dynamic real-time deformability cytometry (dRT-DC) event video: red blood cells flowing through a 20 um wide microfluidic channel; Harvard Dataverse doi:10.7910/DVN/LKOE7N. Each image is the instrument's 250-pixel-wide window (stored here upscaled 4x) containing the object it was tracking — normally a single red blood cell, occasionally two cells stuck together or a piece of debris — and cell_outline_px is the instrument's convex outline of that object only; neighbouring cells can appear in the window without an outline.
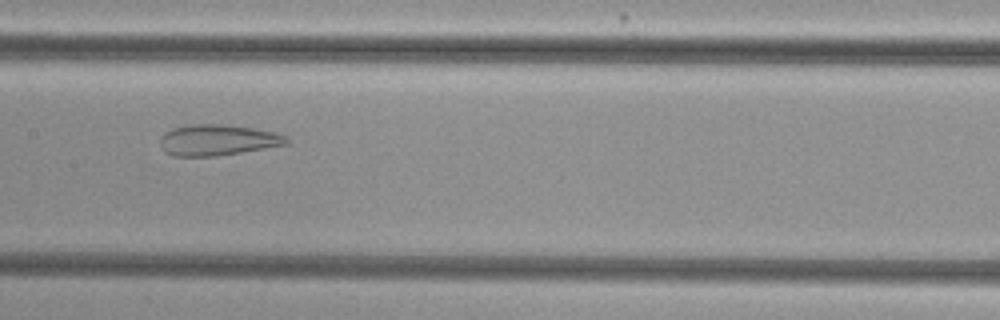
{"species": "common noctule bat (a hibernating species)", "species_latin": "Nyctalus noctula", "temperature_condition": "cold", "stored_images_in_passage": 46, "camera_frame_rate_fps": 3000, "um_per_image_px": 0.085, "animal": {"sex": "female", "body_mass_g": 29.2, "forearm_length_mm": 56.3}, "frame": {"image": 1, "passage_image": 19, "time_ms": 6.0, "image_size_px": [1000, 320], "cell_outline_px": [[288, 144], [216, 156], [172, 156], [164, 152], [160, 144], [160, 140], [164, 132], [172, 128], [188, 124], [216, 124], [252, 128], [272, 132], [288, 136]], "centroid_in_image_um": [18.44, 11.9], "position_along_channel_um": 189.0, "area_um2": 22.66}}
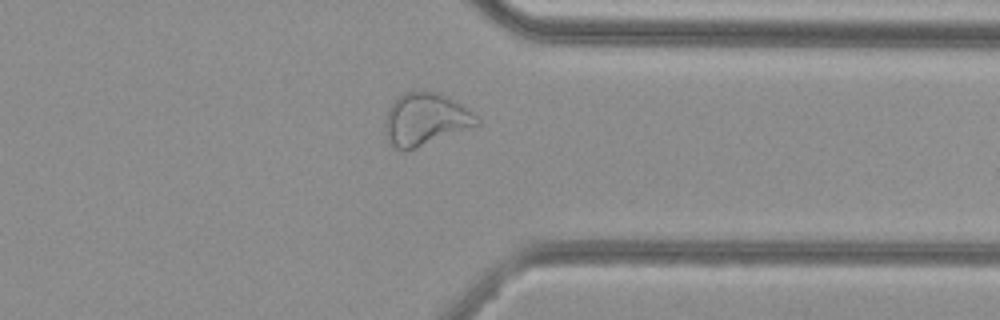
{"frame": {"image": 2, "passage_image": 34, "time_ms": 11.0, "image_size_px": [1000, 320], "cell_outline_px": [[480, 124], [416, 148], [400, 152], [388, 144], [384, 120], [388, 108], [404, 92], [412, 88], [424, 88], [436, 92], [468, 108], [480, 120]], "centroid_in_image_um": [36.11, 10.12], "position_along_channel_um": 375.3, "area_um2": 28.38}}
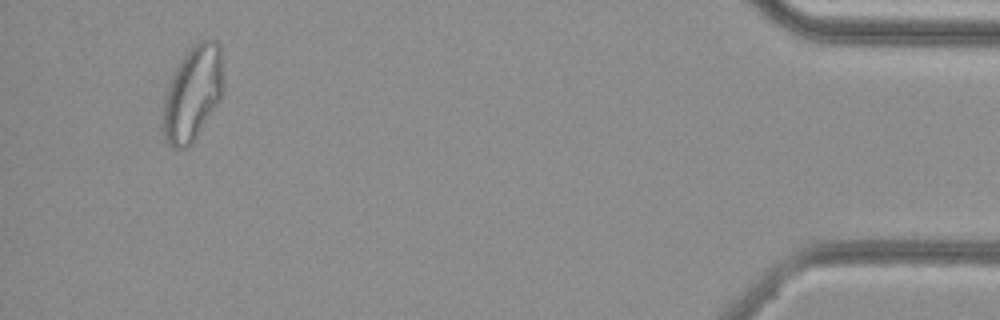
{"frame": {"image": 3, "passage_image": 43, "time_ms": 14.0, "image_size_px": [1000, 320], "cell_outline_px": [[224, 88], [220, 100], [192, 144], [184, 148], [172, 148], [168, 144], [164, 136], [164, 100], [168, 84], [176, 68], [184, 56], [200, 40], [216, 40], [220, 44], [224, 68]], "centroid_in_image_um": [16.43, 7.93], "position_along_channel_um": 418.8, "area_um2": 33.29}, "authors_computed_cell_mechanics": {"area_um2": 29.3335, "velocity_mm_per_s": 3.7727, "shape_relaxation_time_tau1_ms": null, "shape_relaxation_time_tau2_ms": 1.6054, "deformation_change_tau1": null, "deformation_change_tau2": 0.099}}